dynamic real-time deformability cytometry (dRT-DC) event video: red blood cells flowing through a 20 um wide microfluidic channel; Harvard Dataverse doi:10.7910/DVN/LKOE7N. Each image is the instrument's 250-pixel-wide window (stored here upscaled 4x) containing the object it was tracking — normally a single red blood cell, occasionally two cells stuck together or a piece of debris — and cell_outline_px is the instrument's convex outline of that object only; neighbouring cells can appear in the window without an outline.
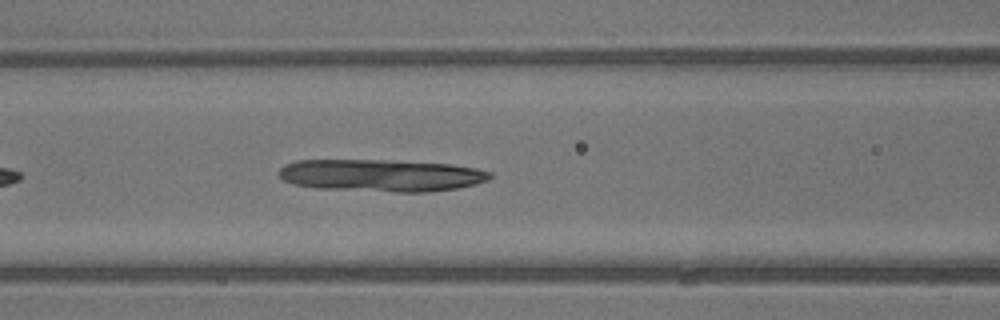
{"species": "common noctule bat (a hibernating species)", "species_latin": "Nyctalus noctula", "temperature_condition": "warm", "stored_images_in_passage": 40, "camera_frame_rate_fps": 3000, "um_per_image_px": 0.085, "animal": {"sex": "male", "body_mass_g": 13.3}, "frame": {"image": 1, "passage_image": 17, "time_ms": 5.333, "image_size_px": [1000, 320], "cell_outline_px": [[492, 176], [488, 180], [476, 184], [460, 188], [428, 192], [396, 192], [316, 188], [296, 184], [284, 180], [280, 176], [280, 168], [284, 164], [296, 160], [388, 160], [452, 164], [476, 168], [492, 172]], "centroid_in_image_um": [32.45, 14.91], "position_along_channel_um": 134.2, "area_um2": 39.82}}
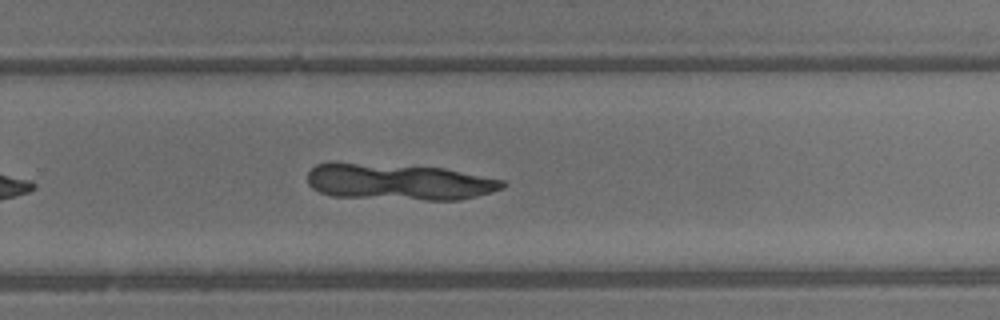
{"frame": {"image": 2, "passage_image": 27, "time_ms": 8.667, "image_size_px": [1000, 320], "cell_outline_px": [[508, 184], [504, 188], [492, 192], [460, 200], [424, 200], [332, 196], [320, 192], [312, 188], [308, 184], [308, 172], [316, 164], [328, 160], [336, 160], [444, 168], [504, 180]], "centroid_in_image_um": [33.84, 15.43], "position_along_channel_um": 296.0, "area_um2": 42.31}}
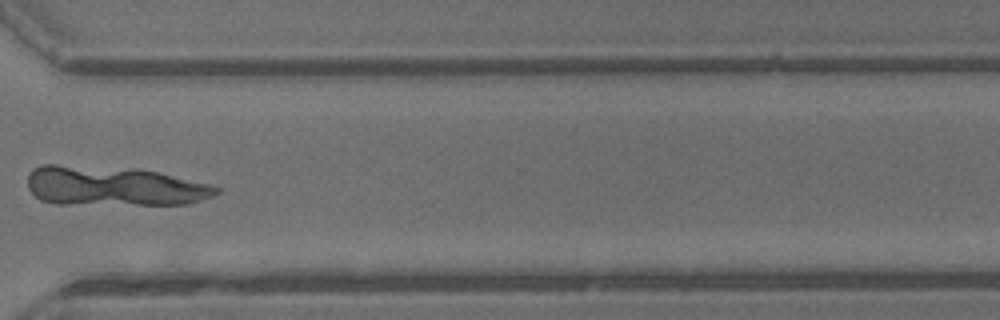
{"frame": {"image": 3, "passage_image": 31, "time_ms": 10.0, "image_size_px": [1000, 320], "cell_outline_px": [[220, 192], [212, 196], [188, 204], [56, 204], [40, 200], [28, 188], [28, 172], [32, 168], [40, 164], [56, 164], [136, 168], [156, 172], [208, 184], [220, 188]], "centroid_in_image_um": [9.6, 15.81], "position_along_channel_um": 361.0, "area_um2": 43.64}}